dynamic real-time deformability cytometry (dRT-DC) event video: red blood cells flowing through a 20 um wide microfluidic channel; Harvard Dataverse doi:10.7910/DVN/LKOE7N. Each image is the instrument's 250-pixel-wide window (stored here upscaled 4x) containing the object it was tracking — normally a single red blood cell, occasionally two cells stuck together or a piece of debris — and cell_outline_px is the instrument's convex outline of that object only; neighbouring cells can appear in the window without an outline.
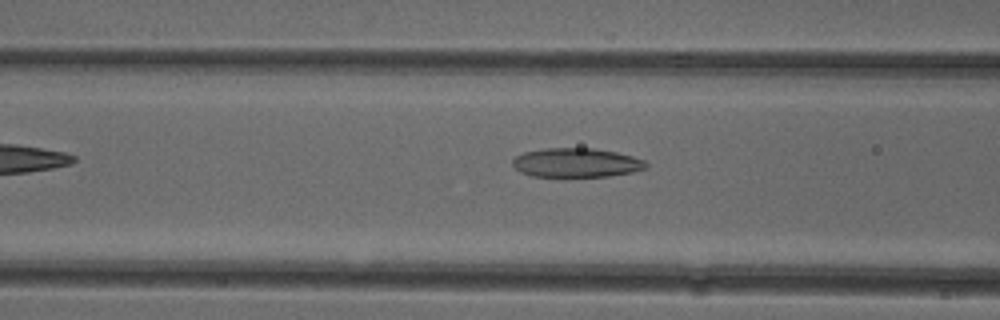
{"species": "common noctule bat (a hibernating species)", "species_latin": "Nyctalus noctula", "temperature_condition": "cold", "stored_images_in_passage": 31, "camera_frame_rate_fps": 3000, "um_per_image_px": 0.085, "animal": {"sex": "female"}, "frame": {"image": 1, "passage_image": 4, "time_ms": 1.0, "image_size_px": [1000, 320], "cell_outline_px": [[648, 168], [632, 172], [608, 176], [564, 180], [532, 176], [520, 172], [512, 164], [512, 160], [516, 156], [524, 152], [544, 148], [592, 148], [616, 152], [632, 156], [644, 160], [648, 164]], "centroid_in_image_um": [48.96, 13.88], "position_along_channel_um": 117.6, "area_um2": 23.7}}
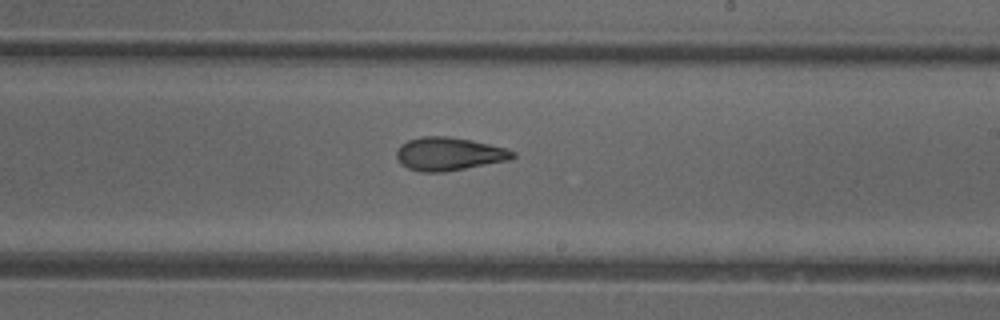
{"frame": {"image": 2, "passage_image": 14, "time_ms": 4.333, "image_size_px": [1000, 320], "cell_outline_px": [[516, 156], [508, 160], [444, 172], [420, 172], [408, 168], [400, 164], [396, 156], [396, 152], [400, 144], [408, 140], [420, 136], [448, 136], [472, 140], [504, 148], [516, 152]], "centroid_in_image_um": [38.11, 13.08], "position_along_channel_um": 250.9, "area_um2": 22.48}}
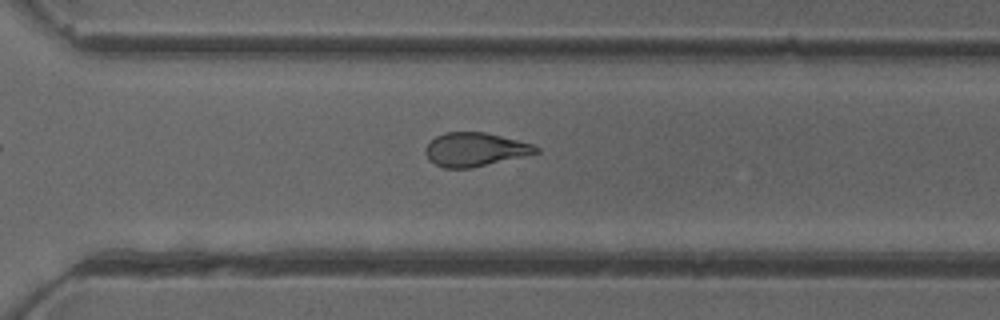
{"frame": {"image": 3, "passage_image": 20, "time_ms": 6.333, "image_size_px": [1000, 320], "cell_outline_px": [[540, 152], [524, 156], [472, 168], [444, 168], [428, 160], [424, 152], [424, 148], [436, 136], [444, 132], [484, 132], [532, 144], [540, 148]], "centroid_in_image_um": [40.35, 12.71], "position_along_channel_um": 330.3, "area_um2": 21.62}}